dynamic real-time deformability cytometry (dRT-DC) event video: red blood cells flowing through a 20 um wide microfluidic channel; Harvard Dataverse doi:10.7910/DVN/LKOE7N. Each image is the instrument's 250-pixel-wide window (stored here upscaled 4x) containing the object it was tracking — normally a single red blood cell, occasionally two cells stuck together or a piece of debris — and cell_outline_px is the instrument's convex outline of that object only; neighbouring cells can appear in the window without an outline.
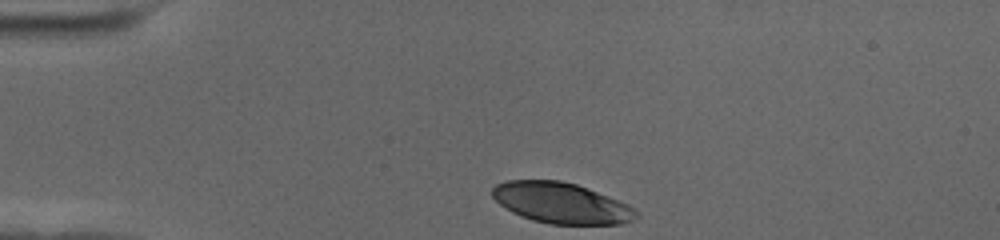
{"species": "human", "species_latin": "Homo sapiens", "temperature_condition": "cold", "stored_images_in_passage": 36, "camera_frame_rate_fps": 3000, "um_per_image_px": 0.085, "donor": {"sex": "female"}, "frame": {"image": 1, "passage_image": 1, "time_ms": 0.0, "image_size_px": [1000, 240], "cell_outline_px": [[640, 216], [632, 220], [620, 224], [548, 224], [532, 220], [512, 212], [504, 208], [492, 196], [492, 188], [496, 184], [508, 180], [560, 180], [576, 184], [588, 188], [628, 204], [640, 212]], "centroid_in_image_um": [47.72, 17.26], "position_along_channel_um": 37.3, "area_um2": 34.28}}
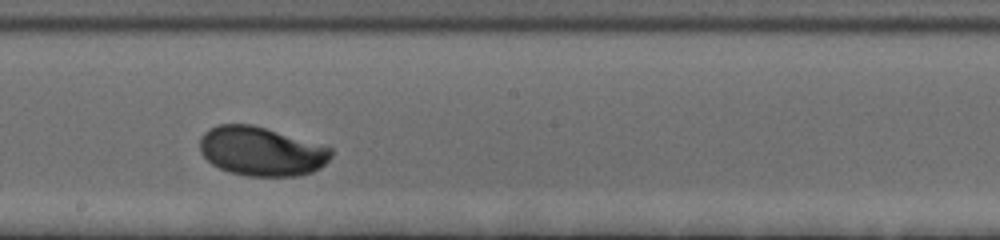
{"frame": {"image": 2, "passage_image": 21, "time_ms": 6.667, "image_size_px": [1000, 240], "cell_outline_px": [[332, 156], [320, 168], [312, 172], [300, 176], [248, 176], [228, 172], [212, 164], [200, 152], [200, 136], [208, 128], [216, 124], [252, 124], [332, 148]], "centroid_in_image_um": [22.18, 12.86], "position_along_channel_um": 226.0, "area_um2": 37.57}}
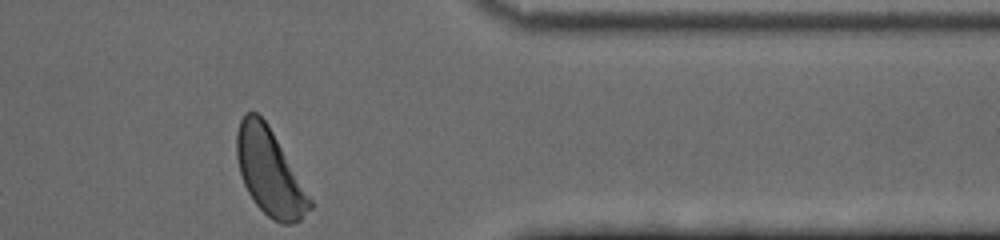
{"frame": {"image": 3, "passage_image": 36, "time_ms": 11.667, "image_size_px": [1000, 240], "cell_outline_px": [[312, 208], [300, 220], [292, 224], [280, 224], [272, 220], [256, 204], [248, 192], [244, 184], [240, 172], [236, 156], [236, 132], [240, 120], [244, 112], [256, 112], [268, 124], [312, 200]], "centroid_in_image_um": [22.9, 14.64], "position_along_channel_um": 388.5, "area_um2": 36.47}, "authors_computed_cell_mechanics": {"area_um2": 36.5874, "velocity_mm_per_s": 3.5092, "shape_relaxation_time_tau1_ms": 1.6631, "shape_relaxation_time_tau2_ms": null, "deformation_change_tau1": 0.1061, "deformation_change_tau2": null}}